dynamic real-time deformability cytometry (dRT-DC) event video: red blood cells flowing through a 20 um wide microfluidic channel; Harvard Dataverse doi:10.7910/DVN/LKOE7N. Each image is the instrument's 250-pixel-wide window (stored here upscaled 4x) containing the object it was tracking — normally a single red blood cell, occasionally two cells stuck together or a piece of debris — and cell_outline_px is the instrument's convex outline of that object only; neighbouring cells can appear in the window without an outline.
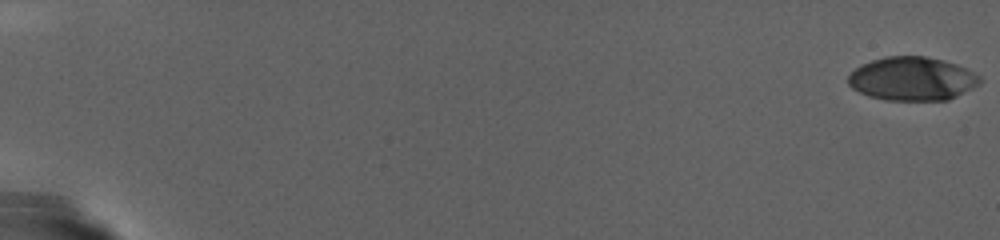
{"species": "human", "species_latin": "Homo sapiens", "temperature_condition": "warm", "stored_images_in_passage": 86, "camera_frame_rate_fps": 3000, "um_per_image_px": 0.085, "donor": {"sex": "female"}, "frame": {"image": 1, "passage_image": 1, "time_ms": 0.0, "image_size_px": [1000, 240], "cell_outline_px": [[984, 80], [980, 84], [948, 100], [888, 100], [868, 96], [852, 88], [848, 84], [848, 76], [860, 64], [884, 56], [924, 56], [944, 60], [956, 64], [980, 76]], "centroid_in_image_um": [77.53, 6.69], "position_along_channel_um": 7.5, "area_um2": 33.47}}
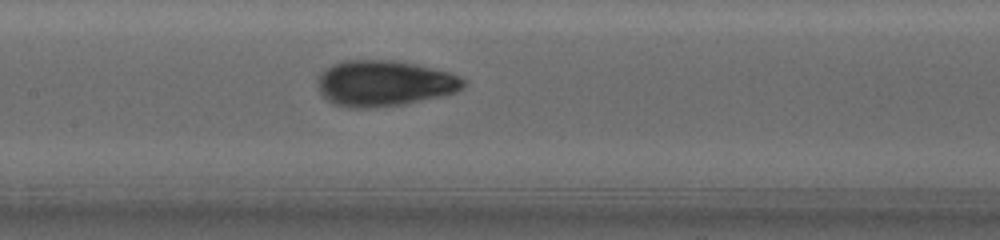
{"frame": {"image": 2, "passage_image": 52, "time_ms": 17.0, "image_size_px": [1000, 240], "cell_outline_px": [[468, 84], [464, 88], [456, 92], [440, 96], [404, 104], [376, 108], [348, 108], [336, 104], [328, 100], [320, 92], [320, 72], [324, 68], [332, 64], [344, 60], [396, 60], [416, 64], [448, 72], [460, 76], [468, 80]], "centroid_in_image_um": [32.71, 7.08], "position_along_channel_um": 174.7, "area_um2": 39.13}}
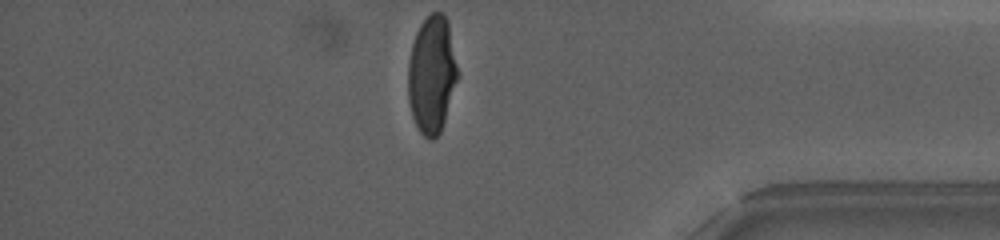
{"frame": {"image": 3, "passage_image": 86, "time_ms": 28.333, "image_size_px": [1000, 240], "cell_outline_px": [[460, 76], [440, 132], [432, 140], [428, 140], [420, 132], [412, 116], [408, 100], [408, 60], [412, 44], [416, 32], [420, 24], [432, 12], [440, 12], [444, 16], [448, 24], [460, 72]], "centroid_in_image_um": [36.72, 6.35], "position_along_channel_um": 398.5, "area_um2": 34.28}}